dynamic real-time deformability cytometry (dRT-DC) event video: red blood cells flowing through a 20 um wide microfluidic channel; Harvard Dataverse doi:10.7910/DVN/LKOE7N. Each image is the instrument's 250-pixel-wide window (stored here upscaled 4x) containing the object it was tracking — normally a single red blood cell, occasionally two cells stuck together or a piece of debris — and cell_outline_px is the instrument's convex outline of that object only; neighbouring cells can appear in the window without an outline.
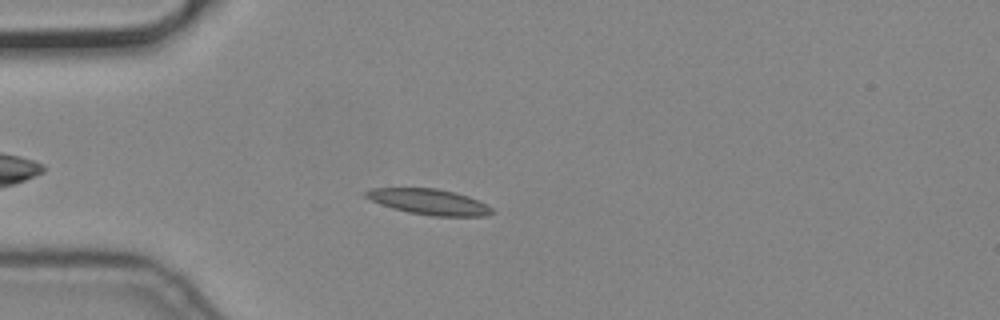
{"species": "common noctule bat (a hibernating species)", "species_latin": "Nyctalus noctula", "temperature_condition": "cold", "stored_images_in_passage": 45, "camera_frame_rate_fps": 3000, "um_per_image_px": 0.085, "animal": {"sex": "male", "body_mass_g": 19.2, "forearm_length_mm": 51.8}, "frame": {"image": 1, "passage_image": 9, "time_ms": 2.667, "image_size_px": [1000, 320], "cell_outline_px": [[496, 212], [484, 216], [432, 216], [408, 212], [392, 208], [372, 200], [364, 196], [364, 192], [368, 188], [436, 188], [468, 196], [488, 204]], "centroid_in_image_um": [36.49, 17.15], "position_along_channel_um": 48.5, "area_um2": 18.84}}
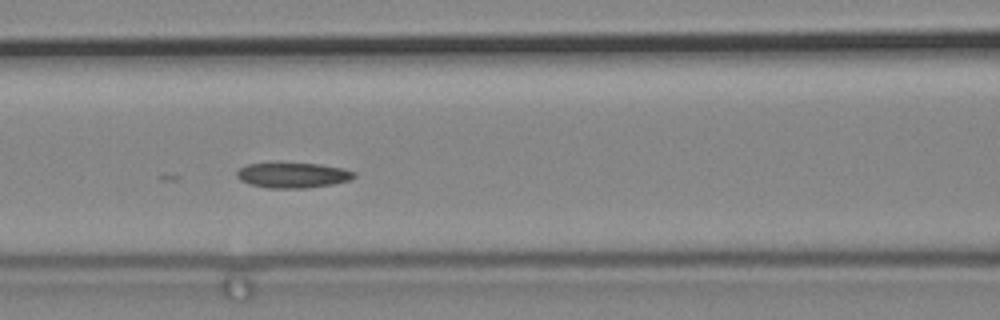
{"frame": {"image": 2, "passage_image": 18, "time_ms": 5.667, "image_size_px": [1000, 320], "cell_outline_px": [[356, 176], [348, 180], [332, 184], [308, 188], [268, 188], [248, 184], [240, 180], [236, 176], [236, 172], [240, 168], [248, 164], [320, 164], [344, 168], [356, 172]], "centroid_in_image_um": [24.9, 14.91], "position_along_channel_um": 141.7, "area_um2": 17.11}}
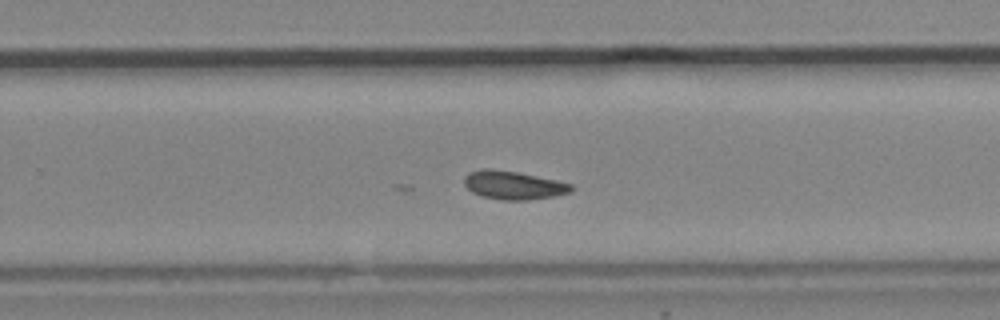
{"frame": {"image": 3, "passage_image": 30, "time_ms": 9.667, "image_size_px": [1000, 320], "cell_outline_px": [[572, 192], [552, 196], [528, 200], [500, 200], [480, 196], [472, 192], [464, 184], [464, 176], [468, 172], [480, 168], [488, 168], [516, 172], [556, 180], [572, 184]], "centroid_in_image_um": [43.59, 15.74], "position_along_channel_um": 286.2, "area_um2": 17.74}}